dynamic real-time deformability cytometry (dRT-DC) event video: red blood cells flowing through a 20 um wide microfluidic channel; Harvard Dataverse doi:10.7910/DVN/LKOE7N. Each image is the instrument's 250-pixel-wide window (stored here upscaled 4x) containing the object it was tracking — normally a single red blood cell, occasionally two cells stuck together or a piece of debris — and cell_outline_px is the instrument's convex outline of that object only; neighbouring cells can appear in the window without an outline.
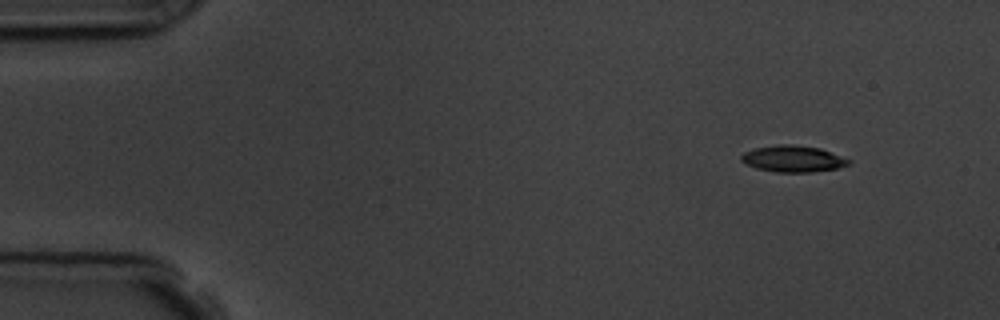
{"species": "common noctule bat (a hibernating species)", "species_latin": "Nyctalus noctula", "temperature_condition": "room temperature", "stored_images_in_passage": 4, "camera_frame_rate_fps": 3000, "um_per_image_px": 0.085, "animal": {"sex": "male", "body_mass_g": 19.5, "forearm_length_mm": 54.6}, "frame": {"image": 1, "passage_image": 1, "time_ms": 0.0, "image_size_px": [1000, 320], "cell_outline_px": [[852, 164], [836, 168], [812, 172], [776, 172], [756, 168], [740, 160], [740, 156], [744, 152], [756, 148], [780, 144], [792, 144], [820, 148], [852, 160]], "centroid_in_image_um": [67.43, 13.49], "position_along_channel_um": 17.6, "area_um2": 16.53}}
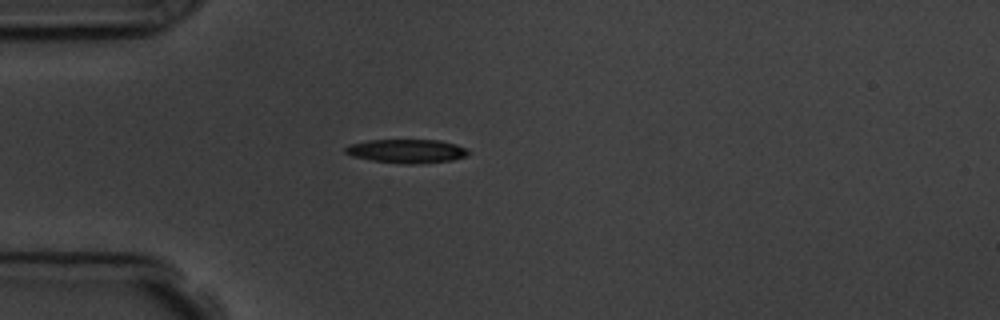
{"frame": {"image": 2, "passage_image": 4, "time_ms": 3.333, "image_size_px": [1000, 320], "cell_outline_px": [[468, 152], [464, 156], [452, 160], [412, 164], [404, 164], [372, 160], [352, 156], [344, 152], [344, 148], [352, 144], [368, 140], [440, 140], [456, 144], [464, 148]], "centroid_in_image_um": [34.53, 12.84], "position_along_channel_um": 50.5, "area_um2": 16.76}}